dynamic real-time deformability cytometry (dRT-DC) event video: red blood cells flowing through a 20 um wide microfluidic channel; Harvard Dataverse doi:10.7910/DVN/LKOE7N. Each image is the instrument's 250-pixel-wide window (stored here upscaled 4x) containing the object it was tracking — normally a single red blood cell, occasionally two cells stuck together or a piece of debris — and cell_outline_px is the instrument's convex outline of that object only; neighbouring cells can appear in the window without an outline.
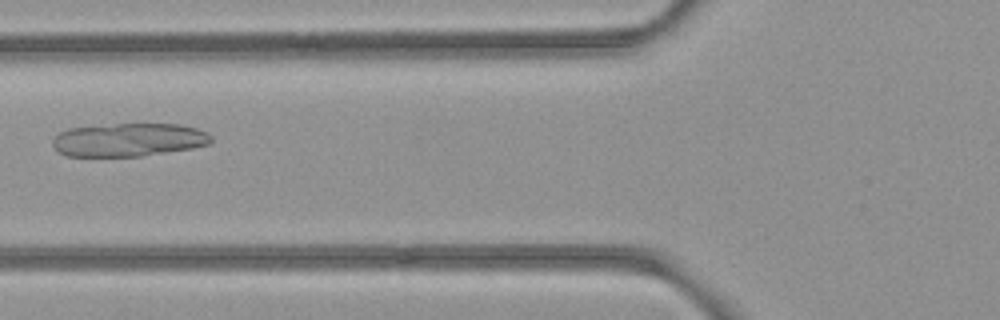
{"species": "common noctule bat (a hibernating species)", "species_latin": "Nyctalus noctula", "temperature_condition": "room temperature", "stored_images_in_passage": 7, "camera_frame_rate_fps": 3000, "um_per_image_px": 0.085, "animal": {"sex": "female", "body_mass_g": 21.9}, "frame": {"image": 1, "passage_image": 6, "time_ms": 1.667, "image_size_px": [1000, 320], "cell_outline_px": [[212, 140], [208, 144], [192, 148], [140, 156], [64, 156], [56, 152], [52, 144], [52, 140], [60, 132], [68, 128], [116, 124], [180, 124], [196, 128], [208, 132], [212, 136]], "centroid_in_image_um": [10.91, 11.88], "position_along_channel_um": 114.9, "area_um2": 30.81}}
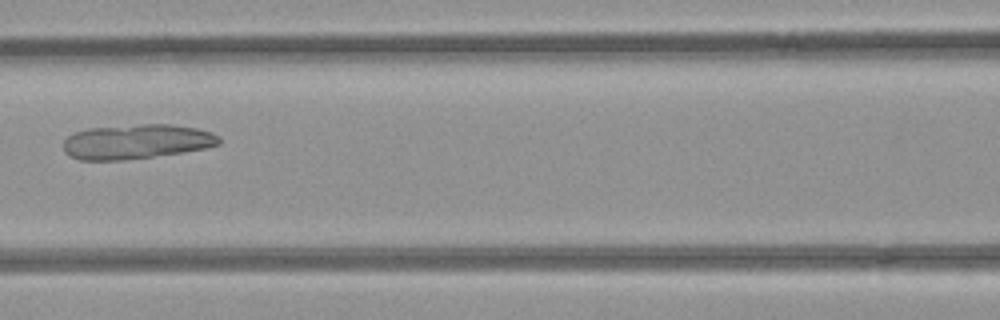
{"frame": {"image": 2, "passage_image": 7, "time_ms": 2.0, "image_size_px": [1000, 320], "cell_outline_px": [[220, 144], [204, 148], [180, 152], [124, 160], [80, 160], [68, 156], [64, 152], [64, 140], [72, 132], [88, 128], [140, 124], [172, 124], [196, 128], [212, 132], [220, 136]], "centroid_in_image_um": [11.56, 12.03], "position_along_channel_um": 155.0, "area_um2": 31.5}}